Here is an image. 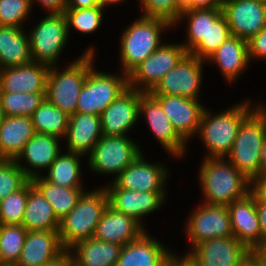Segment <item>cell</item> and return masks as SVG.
I'll return each instance as SVG.
<instances>
[{"label": "cell", "mask_w": 266, "mask_h": 266, "mask_svg": "<svg viewBox=\"0 0 266 266\" xmlns=\"http://www.w3.org/2000/svg\"><path fill=\"white\" fill-rule=\"evenodd\" d=\"M178 5L183 10H194V0H178Z\"/></svg>", "instance_id": "6f0895ef"}, {"label": "cell", "mask_w": 266, "mask_h": 266, "mask_svg": "<svg viewBox=\"0 0 266 266\" xmlns=\"http://www.w3.org/2000/svg\"><path fill=\"white\" fill-rule=\"evenodd\" d=\"M139 16L124 27L118 39V69L127 75L163 44L164 33L174 29L166 20Z\"/></svg>", "instance_id": "277c9868"}, {"label": "cell", "mask_w": 266, "mask_h": 266, "mask_svg": "<svg viewBox=\"0 0 266 266\" xmlns=\"http://www.w3.org/2000/svg\"><path fill=\"white\" fill-rule=\"evenodd\" d=\"M206 64L217 66L228 85L236 83L241 74L243 75L251 66L247 41L237 36H230L206 60Z\"/></svg>", "instance_id": "cb8c5ba5"}, {"label": "cell", "mask_w": 266, "mask_h": 266, "mask_svg": "<svg viewBox=\"0 0 266 266\" xmlns=\"http://www.w3.org/2000/svg\"><path fill=\"white\" fill-rule=\"evenodd\" d=\"M248 55L252 61H264L266 66V26L254 35L248 42Z\"/></svg>", "instance_id": "ee69618b"}, {"label": "cell", "mask_w": 266, "mask_h": 266, "mask_svg": "<svg viewBox=\"0 0 266 266\" xmlns=\"http://www.w3.org/2000/svg\"><path fill=\"white\" fill-rule=\"evenodd\" d=\"M266 138V114L257 106L240 125L226 159L248 180L260 176L261 150Z\"/></svg>", "instance_id": "8992f818"}, {"label": "cell", "mask_w": 266, "mask_h": 266, "mask_svg": "<svg viewBox=\"0 0 266 266\" xmlns=\"http://www.w3.org/2000/svg\"><path fill=\"white\" fill-rule=\"evenodd\" d=\"M206 61L187 53L150 91L152 95H173L200 100Z\"/></svg>", "instance_id": "4fadbf2b"}, {"label": "cell", "mask_w": 266, "mask_h": 266, "mask_svg": "<svg viewBox=\"0 0 266 266\" xmlns=\"http://www.w3.org/2000/svg\"><path fill=\"white\" fill-rule=\"evenodd\" d=\"M35 134L31 117L4 116L0 125V159L16 160Z\"/></svg>", "instance_id": "83f0119b"}, {"label": "cell", "mask_w": 266, "mask_h": 266, "mask_svg": "<svg viewBox=\"0 0 266 266\" xmlns=\"http://www.w3.org/2000/svg\"><path fill=\"white\" fill-rule=\"evenodd\" d=\"M202 159L197 173L201 202L228 206L250 192L251 181L226 158Z\"/></svg>", "instance_id": "3957f363"}, {"label": "cell", "mask_w": 266, "mask_h": 266, "mask_svg": "<svg viewBox=\"0 0 266 266\" xmlns=\"http://www.w3.org/2000/svg\"><path fill=\"white\" fill-rule=\"evenodd\" d=\"M122 247L92 237L79 241L67 252L74 266H116Z\"/></svg>", "instance_id": "f1b7e54d"}, {"label": "cell", "mask_w": 266, "mask_h": 266, "mask_svg": "<svg viewBox=\"0 0 266 266\" xmlns=\"http://www.w3.org/2000/svg\"><path fill=\"white\" fill-rule=\"evenodd\" d=\"M146 230L134 218L118 212L108 205L96 226L93 237L124 246L138 238Z\"/></svg>", "instance_id": "4316f807"}, {"label": "cell", "mask_w": 266, "mask_h": 266, "mask_svg": "<svg viewBox=\"0 0 266 266\" xmlns=\"http://www.w3.org/2000/svg\"><path fill=\"white\" fill-rule=\"evenodd\" d=\"M191 210L185 219L184 235L189 241L188 252L197 244L214 238L233 236L230 213L227 206L203 202Z\"/></svg>", "instance_id": "30bf717a"}, {"label": "cell", "mask_w": 266, "mask_h": 266, "mask_svg": "<svg viewBox=\"0 0 266 266\" xmlns=\"http://www.w3.org/2000/svg\"><path fill=\"white\" fill-rule=\"evenodd\" d=\"M252 254L266 266V238L252 251Z\"/></svg>", "instance_id": "816d5d0a"}, {"label": "cell", "mask_w": 266, "mask_h": 266, "mask_svg": "<svg viewBox=\"0 0 266 266\" xmlns=\"http://www.w3.org/2000/svg\"><path fill=\"white\" fill-rule=\"evenodd\" d=\"M59 137L36 133L26 144L22 153L17 157L16 163L32 180L35 177L43 176L53 161L63 151Z\"/></svg>", "instance_id": "ffe728a7"}, {"label": "cell", "mask_w": 266, "mask_h": 266, "mask_svg": "<svg viewBox=\"0 0 266 266\" xmlns=\"http://www.w3.org/2000/svg\"><path fill=\"white\" fill-rule=\"evenodd\" d=\"M36 133L53 135L64 139L68 128L69 116L46 99L31 115Z\"/></svg>", "instance_id": "e575fe53"}, {"label": "cell", "mask_w": 266, "mask_h": 266, "mask_svg": "<svg viewBox=\"0 0 266 266\" xmlns=\"http://www.w3.org/2000/svg\"><path fill=\"white\" fill-rule=\"evenodd\" d=\"M185 39L179 41L189 53L203 38L207 37L208 9L183 10L173 28L184 26ZM180 25V26H179ZM178 26V27H177Z\"/></svg>", "instance_id": "d590c367"}, {"label": "cell", "mask_w": 266, "mask_h": 266, "mask_svg": "<svg viewBox=\"0 0 266 266\" xmlns=\"http://www.w3.org/2000/svg\"><path fill=\"white\" fill-rule=\"evenodd\" d=\"M139 101L140 91L137 89L128 87L123 91L100 116L102 135L129 136L140 122Z\"/></svg>", "instance_id": "ac0fdd59"}, {"label": "cell", "mask_w": 266, "mask_h": 266, "mask_svg": "<svg viewBox=\"0 0 266 266\" xmlns=\"http://www.w3.org/2000/svg\"><path fill=\"white\" fill-rule=\"evenodd\" d=\"M163 161V162H162ZM147 161L143 152L133 163L126 167L113 182H106L104 187H120L140 192L167 191L170 171L168 163Z\"/></svg>", "instance_id": "5bb4252c"}, {"label": "cell", "mask_w": 266, "mask_h": 266, "mask_svg": "<svg viewBox=\"0 0 266 266\" xmlns=\"http://www.w3.org/2000/svg\"><path fill=\"white\" fill-rule=\"evenodd\" d=\"M60 221L54 214L51 204L40 191L28 181V197L22 226L27 231L58 230Z\"/></svg>", "instance_id": "4dcf8cb0"}, {"label": "cell", "mask_w": 266, "mask_h": 266, "mask_svg": "<svg viewBox=\"0 0 266 266\" xmlns=\"http://www.w3.org/2000/svg\"><path fill=\"white\" fill-rule=\"evenodd\" d=\"M177 133L189 144L196 138L206 108L200 100L173 95H153Z\"/></svg>", "instance_id": "d6986e66"}, {"label": "cell", "mask_w": 266, "mask_h": 266, "mask_svg": "<svg viewBox=\"0 0 266 266\" xmlns=\"http://www.w3.org/2000/svg\"><path fill=\"white\" fill-rule=\"evenodd\" d=\"M32 10L30 0H0V26L25 28Z\"/></svg>", "instance_id": "60d3db41"}, {"label": "cell", "mask_w": 266, "mask_h": 266, "mask_svg": "<svg viewBox=\"0 0 266 266\" xmlns=\"http://www.w3.org/2000/svg\"><path fill=\"white\" fill-rule=\"evenodd\" d=\"M24 28L0 26V70L33 62Z\"/></svg>", "instance_id": "f546056e"}, {"label": "cell", "mask_w": 266, "mask_h": 266, "mask_svg": "<svg viewBox=\"0 0 266 266\" xmlns=\"http://www.w3.org/2000/svg\"><path fill=\"white\" fill-rule=\"evenodd\" d=\"M102 136L100 116L76 112L69 116L64 150L86 157Z\"/></svg>", "instance_id": "484cf974"}, {"label": "cell", "mask_w": 266, "mask_h": 266, "mask_svg": "<svg viewBox=\"0 0 266 266\" xmlns=\"http://www.w3.org/2000/svg\"><path fill=\"white\" fill-rule=\"evenodd\" d=\"M139 3L142 16L163 19L172 26L183 11L178 0H139Z\"/></svg>", "instance_id": "7bdbcfd3"}, {"label": "cell", "mask_w": 266, "mask_h": 266, "mask_svg": "<svg viewBox=\"0 0 266 266\" xmlns=\"http://www.w3.org/2000/svg\"><path fill=\"white\" fill-rule=\"evenodd\" d=\"M227 207L233 236L252 252L263 240L254 194L250 191Z\"/></svg>", "instance_id": "7402d4cb"}, {"label": "cell", "mask_w": 266, "mask_h": 266, "mask_svg": "<svg viewBox=\"0 0 266 266\" xmlns=\"http://www.w3.org/2000/svg\"><path fill=\"white\" fill-rule=\"evenodd\" d=\"M256 211L259 218L261 237L264 239L266 238V202L256 201Z\"/></svg>", "instance_id": "7dc6e473"}, {"label": "cell", "mask_w": 266, "mask_h": 266, "mask_svg": "<svg viewBox=\"0 0 266 266\" xmlns=\"http://www.w3.org/2000/svg\"><path fill=\"white\" fill-rule=\"evenodd\" d=\"M107 206L104 186L85 190L76 206L60 220L58 233L62 247L67 251L79 241L92 238Z\"/></svg>", "instance_id": "5b68a950"}, {"label": "cell", "mask_w": 266, "mask_h": 266, "mask_svg": "<svg viewBox=\"0 0 266 266\" xmlns=\"http://www.w3.org/2000/svg\"><path fill=\"white\" fill-rule=\"evenodd\" d=\"M28 181L16 160L0 159V201L20 190Z\"/></svg>", "instance_id": "b9f144b4"}, {"label": "cell", "mask_w": 266, "mask_h": 266, "mask_svg": "<svg viewBox=\"0 0 266 266\" xmlns=\"http://www.w3.org/2000/svg\"><path fill=\"white\" fill-rule=\"evenodd\" d=\"M30 2L32 8L39 5L45 13H63L66 8V0H30Z\"/></svg>", "instance_id": "f6af8a7d"}, {"label": "cell", "mask_w": 266, "mask_h": 266, "mask_svg": "<svg viewBox=\"0 0 266 266\" xmlns=\"http://www.w3.org/2000/svg\"><path fill=\"white\" fill-rule=\"evenodd\" d=\"M105 11L100 6L86 9H65L63 14L66 18L68 33L74 30V32L76 31L83 35L87 34L90 36V34H95L104 24Z\"/></svg>", "instance_id": "74e56055"}, {"label": "cell", "mask_w": 266, "mask_h": 266, "mask_svg": "<svg viewBox=\"0 0 266 266\" xmlns=\"http://www.w3.org/2000/svg\"><path fill=\"white\" fill-rule=\"evenodd\" d=\"M65 252L58 230L28 231L15 266H46Z\"/></svg>", "instance_id": "603a6c76"}, {"label": "cell", "mask_w": 266, "mask_h": 266, "mask_svg": "<svg viewBox=\"0 0 266 266\" xmlns=\"http://www.w3.org/2000/svg\"><path fill=\"white\" fill-rule=\"evenodd\" d=\"M100 6L99 0H66L65 9H86Z\"/></svg>", "instance_id": "c3c4849f"}, {"label": "cell", "mask_w": 266, "mask_h": 266, "mask_svg": "<svg viewBox=\"0 0 266 266\" xmlns=\"http://www.w3.org/2000/svg\"><path fill=\"white\" fill-rule=\"evenodd\" d=\"M28 231L22 225L0 226V266H15Z\"/></svg>", "instance_id": "8d00e7d4"}, {"label": "cell", "mask_w": 266, "mask_h": 266, "mask_svg": "<svg viewBox=\"0 0 266 266\" xmlns=\"http://www.w3.org/2000/svg\"><path fill=\"white\" fill-rule=\"evenodd\" d=\"M148 230L138 238L125 244L120 252L116 266H165L175 253L168 249L158 237H152Z\"/></svg>", "instance_id": "44dd1931"}, {"label": "cell", "mask_w": 266, "mask_h": 266, "mask_svg": "<svg viewBox=\"0 0 266 266\" xmlns=\"http://www.w3.org/2000/svg\"><path fill=\"white\" fill-rule=\"evenodd\" d=\"M165 266H196L187 255L175 252L166 262Z\"/></svg>", "instance_id": "681fc988"}, {"label": "cell", "mask_w": 266, "mask_h": 266, "mask_svg": "<svg viewBox=\"0 0 266 266\" xmlns=\"http://www.w3.org/2000/svg\"><path fill=\"white\" fill-rule=\"evenodd\" d=\"M240 266H264L252 253Z\"/></svg>", "instance_id": "9f6ffc18"}, {"label": "cell", "mask_w": 266, "mask_h": 266, "mask_svg": "<svg viewBox=\"0 0 266 266\" xmlns=\"http://www.w3.org/2000/svg\"><path fill=\"white\" fill-rule=\"evenodd\" d=\"M112 73L97 70L96 64L89 70L78 97L76 112L101 116L102 112L128 88V75L120 70Z\"/></svg>", "instance_id": "9c48e42d"}, {"label": "cell", "mask_w": 266, "mask_h": 266, "mask_svg": "<svg viewBox=\"0 0 266 266\" xmlns=\"http://www.w3.org/2000/svg\"><path fill=\"white\" fill-rule=\"evenodd\" d=\"M232 36L249 41L266 26V2L225 0L222 4Z\"/></svg>", "instance_id": "e0dca14e"}, {"label": "cell", "mask_w": 266, "mask_h": 266, "mask_svg": "<svg viewBox=\"0 0 266 266\" xmlns=\"http://www.w3.org/2000/svg\"><path fill=\"white\" fill-rule=\"evenodd\" d=\"M250 98L241 100L221 111L205 108L197 137L205 148L202 158H226L238 135L243 120L258 106Z\"/></svg>", "instance_id": "6da1fadb"}, {"label": "cell", "mask_w": 266, "mask_h": 266, "mask_svg": "<svg viewBox=\"0 0 266 266\" xmlns=\"http://www.w3.org/2000/svg\"><path fill=\"white\" fill-rule=\"evenodd\" d=\"M221 0H194V9H213L222 7Z\"/></svg>", "instance_id": "f907efd6"}, {"label": "cell", "mask_w": 266, "mask_h": 266, "mask_svg": "<svg viewBox=\"0 0 266 266\" xmlns=\"http://www.w3.org/2000/svg\"><path fill=\"white\" fill-rule=\"evenodd\" d=\"M84 155L63 150L50 165L43 177L51 184L61 187H88L84 186L82 160Z\"/></svg>", "instance_id": "1f68e13d"}, {"label": "cell", "mask_w": 266, "mask_h": 266, "mask_svg": "<svg viewBox=\"0 0 266 266\" xmlns=\"http://www.w3.org/2000/svg\"><path fill=\"white\" fill-rule=\"evenodd\" d=\"M108 195V205L114 210L134 218L145 229L144 218L154 215L168 201V191L140 192L120 187H104ZM163 206V207H162Z\"/></svg>", "instance_id": "2e32d148"}, {"label": "cell", "mask_w": 266, "mask_h": 266, "mask_svg": "<svg viewBox=\"0 0 266 266\" xmlns=\"http://www.w3.org/2000/svg\"><path fill=\"white\" fill-rule=\"evenodd\" d=\"M3 118H4V115L2 111V103H1V97H0V125L2 123Z\"/></svg>", "instance_id": "91938a15"}, {"label": "cell", "mask_w": 266, "mask_h": 266, "mask_svg": "<svg viewBox=\"0 0 266 266\" xmlns=\"http://www.w3.org/2000/svg\"><path fill=\"white\" fill-rule=\"evenodd\" d=\"M130 136H102L91 152L86 156L89 173L96 176H110L113 180L131 163L143 150ZM93 172V173H92ZM114 176V177H113Z\"/></svg>", "instance_id": "52a82bcc"}, {"label": "cell", "mask_w": 266, "mask_h": 266, "mask_svg": "<svg viewBox=\"0 0 266 266\" xmlns=\"http://www.w3.org/2000/svg\"><path fill=\"white\" fill-rule=\"evenodd\" d=\"M27 30L33 62L59 65V59L69 42L68 27L63 13H45Z\"/></svg>", "instance_id": "ba28073f"}, {"label": "cell", "mask_w": 266, "mask_h": 266, "mask_svg": "<svg viewBox=\"0 0 266 266\" xmlns=\"http://www.w3.org/2000/svg\"><path fill=\"white\" fill-rule=\"evenodd\" d=\"M142 119L165 154L179 160L186 158L188 143L174 129L159 101L150 92L140 91L139 120Z\"/></svg>", "instance_id": "7c38bea8"}, {"label": "cell", "mask_w": 266, "mask_h": 266, "mask_svg": "<svg viewBox=\"0 0 266 266\" xmlns=\"http://www.w3.org/2000/svg\"><path fill=\"white\" fill-rule=\"evenodd\" d=\"M4 116H28L46 99L45 93L0 92Z\"/></svg>", "instance_id": "f35d334b"}, {"label": "cell", "mask_w": 266, "mask_h": 266, "mask_svg": "<svg viewBox=\"0 0 266 266\" xmlns=\"http://www.w3.org/2000/svg\"><path fill=\"white\" fill-rule=\"evenodd\" d=\"M125 1H128V0H99V3H100V7H102L103 9H105L107 11V8L112 6H117V5H120V4H124Z\"/></svg>", "instance_id": "db71d44e"}, {"label": "cell", "mask_w": 266, "mask_h": 266, "mask_svg": "<svg viewBox=\"0 0 266 266\" xmlns=\"http://www.w3.org/2000/svg\"><path fill=\"white\" fill-rule=\"evenodd\" d=\"M187 53L181 43L165 41L128 74V87L150 92Z\"/></svg>", "instance_id": "8fae6325"}, {"label": "cell", "mask_w": 266, "mask_h": 266, "mask_svg": "<svg viewBox=\"0 0 266 266\" xmlns=\"http://www.w3.org/2000/svg\"><path fill=\"white\" fill-rule=\"evenodd\" d=\"M32 184L51 204L57 219L62 220L77 204L87 187H61L51 184L43 176L33 178Z\"/></svg>", "instance_id": "d6a6232c"}, {"label": "cell", "mask_w": 266, "mask_h": 266, "mask_svg": "<svg viewBox=\"0 0 266 266\" xmlns=\"http://www.w3.org/2000/svg\"><path fill=\"white\" fill-rule=\"evenodd\" d=\"M260 175H266V138L261 150V168Z\"/></svg>", "instance_id": "11a10c76"}, {"label": "cell", "mask_w": 266, "mask_h": 266, "mask_svg": "<svg viewBox=\"0 0 266 266\" xmlns=\"http://www.w3.org/2000/svg\"><path fill=\"white\" fill-rule=\"evenodd\" d=\"M28 197V182L0 201V225H21Z\"/></svg>", "instance_id": "ab89813d"}, {"label": "cell", "mask_w": 266, "mask_h": 266, "mask_svg": "<svg viewBox=\"0 0 266 266\" xmlns=\"http://www.w3.org/2000/svg\"><path fill=\"white\" fill-rule=\"evenodd\" d=\"M258 107L266 114V104L262 101V99L257 101Z\"/></svg>", "instance_id": "680465c9"}, {"label": "cell", "mask_w": 266, "mask_h": 266, "mask_svg": "<svg viewBox=\"0 0 266 266\" xmlns=\"http://www.w3.org/2000/svg\"><path fill=\"white\" fill-rule=\"evenodd\" d=\"M231 35L222 7L208 9L207 37L203 38L189 54L206 61Z\"/></svg>", "instance_id": "836d02e7"}, {"label": "cell", "mask_w": 266, "mask_h": 266, "mask_svg": "<svg viewBox=\"0 0 266 266\" xmlns=\"http://www.w3.org/2000/svg\"><path fill=\"white\" fill-rule=\"evenodd\" d=\"M50 66L31 62L0 70V92L46 93Z\"/></svg>", "instance_id": "d4e9b609"}, {"label": "cell", "mask_w": 266, "mask_h": 266, "mask_svg": "<svg viewBox=\"0 0 266 266\" xmlns=\"http://www.w3.org/2000/svg\"><path fill=\"white\" fill-rule=\"evenodd\" d=\"M75 60L61 65L50 66L46 83V100L61 109L68 116L76 113L78 97L89 70L94 66L97 55L96 45L87 46Z\"/></svg>", "instance_id": "7a4b0ae2"}, {"label": "cell", "mask_w": 266, "mask_h": 266, "mask_svg": "<svg viewBox=\"0 0 266 266\" xmlns=\"http://www.w3.org/2000/svg\"><path fill=\"white\" fill-rule=\"evenodd\" d=\"M184 253L196 266H240L252 252L229 236L203 241Z\"/></svg>", "instance_id": "9a60e30c"}, {"label": "cell", "mask_w": 266, "mask_h": 266, "mask_svg": "<svg viewBox=\"0 0 266 266\" xmlns=\"http://www.w3.org/2000/svg\"><path fill=\"white\" fill-rule=\"evenodd\" d=\"M72 261L70 254L66 251L61 257H59L54 262L47 264L46 266H71Z\"/></svg>", "instance_id": "f5cc1de1"}, {"label": "cell", "mask_w": 266, "mask_h": 266, "mask_svg": "<svg viewBox=\"0 0 266 266\" xmlns=\"http://www.w3.org/2000/svg\"><path fill=\"white\" fill-rule=\"evenodd\" d=\"M250 191L255 196V201L266 202V175H260L251 181Z\"/></svg>", "instance_id": "bcb514c9"}]
</instances>
